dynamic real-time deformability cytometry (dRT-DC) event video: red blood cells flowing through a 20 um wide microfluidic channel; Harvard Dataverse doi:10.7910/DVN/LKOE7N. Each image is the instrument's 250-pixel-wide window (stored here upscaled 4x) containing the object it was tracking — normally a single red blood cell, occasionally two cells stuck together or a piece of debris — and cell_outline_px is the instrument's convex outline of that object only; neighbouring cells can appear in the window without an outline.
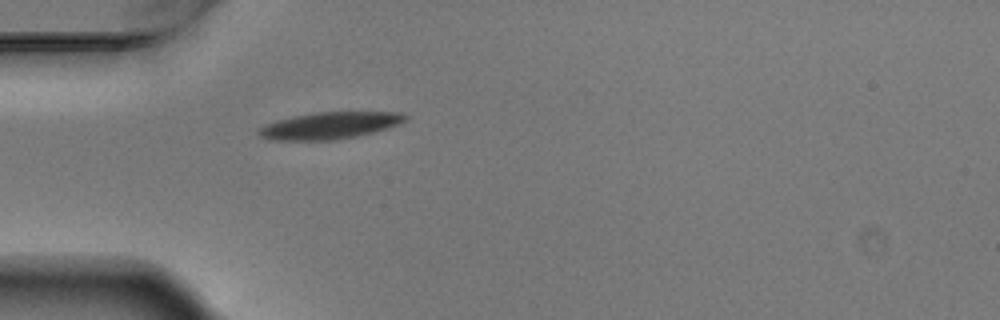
{"species": "Egyptian fruit bat (a non-hibernating species)", "species_latin": "Rousettus aegyptiacus", "temperature_condition": "warm", "stored_images_in_passage": 1, "camera_frame_rate_fps": 3000, "um_per_image_px": 0.085, "animal": {"sex": "male"}, "frame": {"image": 1, "passage_image": 1, "time_ms": 0.0, "image_size_px": [1000, 320], "cell_outline_px": [[408, 120], [388, 128], [356, 136], [332, 140], [268, 140], [260, 136], [256, 132], [256, 128], [264, 124], [276, 120], [316, 112], [400, 112], [408, 116]], "centroid_in_image_um": [27.98, 10.67], "position_along_channel_um": 57.0, "area_um2": 23.0}}